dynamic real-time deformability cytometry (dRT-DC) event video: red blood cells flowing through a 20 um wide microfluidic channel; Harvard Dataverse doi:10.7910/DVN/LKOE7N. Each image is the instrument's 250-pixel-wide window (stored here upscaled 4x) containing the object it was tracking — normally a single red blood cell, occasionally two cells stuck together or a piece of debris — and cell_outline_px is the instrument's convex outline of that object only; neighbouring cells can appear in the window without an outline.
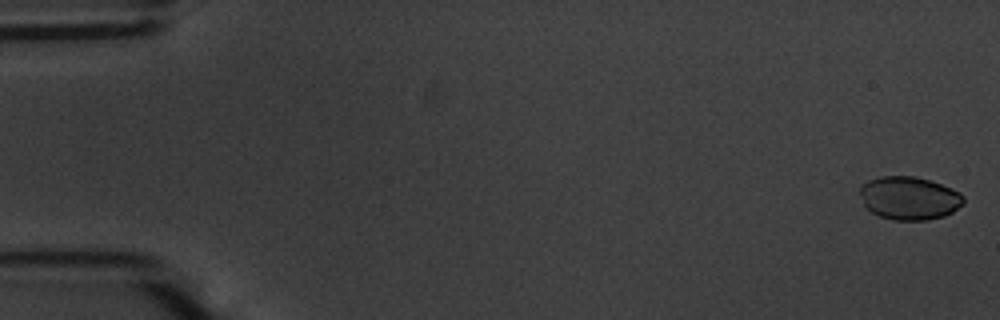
{"species": "common noctule bat (a hibernating species)", "species_latin": "Nyctalus noctula", "temperature_condition": "warm", "stored_images_in_passage": 55, "camera_frame_rate_fps": 3000, "um_per_image_px": 0.085, "animal": {"sex": "male", "body_mass_g": 20.1, "forearm_length_mm": 53.5}, "frame": {"image": 1, "passage_image": 1, "time_ms": 0.0, "image_size_px": [1000, 320], "cell_outline_px": [[964, 204], [952, 212], [944, 216], [924, 220], [892, 220], [880, 216], [872, 212], [864, 204], [860, 192], [860, 188], [868, 180], [880, 176], [916, 176], [940, 184], [960, 192], [964, 196]], "centroid_in_image_um": [77.3, 16.84], "position_along_channel_um": 7.7, "area_um2": 25.95}}
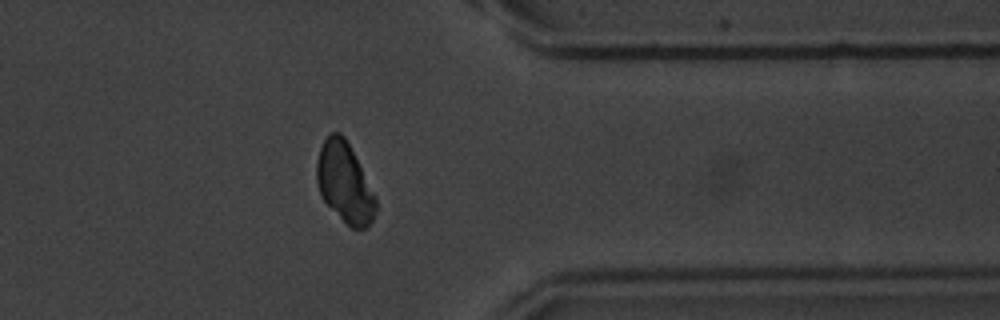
{"frame": {"image": 2, "passage_image": 44, "time_ms": 14.333, "image_size_px": [1000, 320], "cell_outline_px": [[376, 212], [368, 228], [352, 228], [320, 196], [316, 180], [316, 160], [320, 148], [324, 140], [332, 132], [340, 132], [344, 136], [376, 196]], "centroid_in_image_um": [29.29, 15.52], "position_along_channel_um": 382.1, "area_um2": 27.17}}
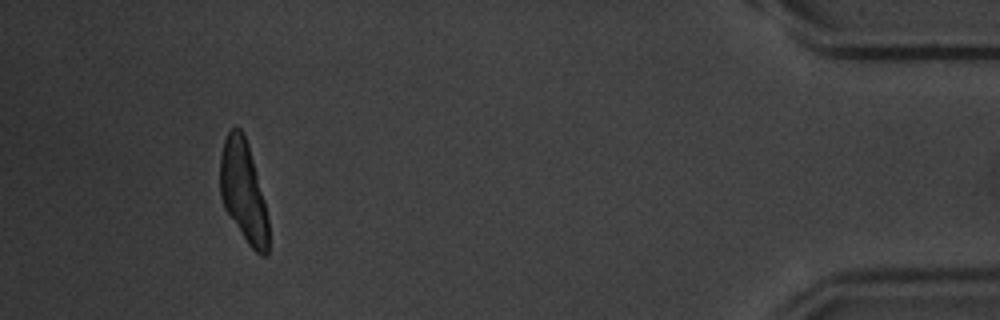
{"frame": {"image": 3, "passage_image": 51, "time_ms": 16.667, "image_size_px": [1000, 320], "cell_outline_px": [[268, 256], [260, 256], [248, 244], [224, 208], [220, 196], [220, 156], [224, 140], [228, 132], [232, 128], [240, 128], [244, 132], [248, 144], [264, 200], [268, 220]], "centroid_in_image_um": [20.68, 16.28], "position_along_channel_um": 414.5, "area_um2": 28.44}, "authors_computed_cell_mechanics": {"area_um2": 27.9752, "velocity_mm_per_s": 3.6987, "shape_relaxation_time_tau1_ms": 5.1609, "shape_relaxation_time_tau2_ms": null, "deformation_change_tau1": 0.0924, "deformation_change_tau2": null}}